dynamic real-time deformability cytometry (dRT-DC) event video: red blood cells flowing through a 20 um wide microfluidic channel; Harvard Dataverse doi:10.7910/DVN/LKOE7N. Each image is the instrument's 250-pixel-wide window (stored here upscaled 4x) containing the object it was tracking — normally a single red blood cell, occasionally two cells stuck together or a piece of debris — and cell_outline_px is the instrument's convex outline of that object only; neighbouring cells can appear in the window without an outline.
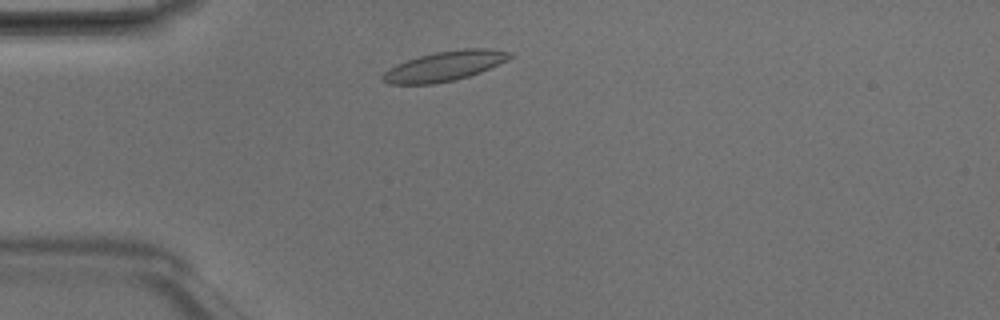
{"species": "Egyptian fruit bat (a non-hibernating species)", "species_latin": "Rousettus aegyptiacus", "temperature_condition": "room temperature", "stored_images_in_passage": 3, "camera_frame_rate_fps": 3000, "um_per_image_px": 0.085, "animal": {"sex": "male"}, "frame": {"image": 1, "passage_image": 2, "time_ms": 0.333, "image_size_px": [1000, 320], "cell_outline_px": [[512, 56], [480, 72], [468, 76], [452, 80], [432, 84], [388, 84], [380, 80], [380, 76], [388, 68], [396, 64], [420, 56], [436, 52], [464, 48], [488, 48], [512, 52]], "centroid_in_image_um": [37.71, 5.62], "position_along_channel_um": 47.3, "area_um2": 21.79}}